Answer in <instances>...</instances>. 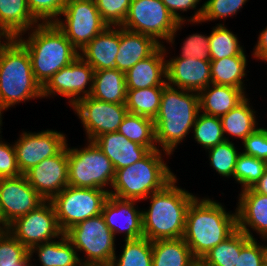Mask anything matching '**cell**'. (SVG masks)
I'll return each instance as SVG.
<instances>
[{"label": "cell", "instance_id": "obj_38", "mask_svg": "<svg viewBox=\"0 0 267 266\" xmlns=\"http://www.w3.org/2000/svg\"><path fill=\"white\" fill-rule=\"evenodd\" d=\"M246 1L247 0H208L187 20L193 24L208 20L224 19L228 16L231 17L237 14Z\"/></svg>", "mask_w": 267, "mask_h": 266}, {"label": "cell", "instance_id": "obj_5", "mask_svg": "<svg viewBox=\"0 0 267 266\" xmlns=\"http://www.w3.org/2000/svg\"><path fill=\"white\" fill-rule=\"evenodd\" d=\"M33 98L43 97L29 53L16 38H8L0 47V122L4 110Z\"/></svg>", "mask_w": 267, "mask_h": 266}, {"label": "cell", "instance_id": "obj_36", "mask_svg": "<svg viewBox=\"0 0 267 266\" xmlns=\"http://www.w3.org/2000/svg\"><path fill=\"white\" fill-rule=\"evenodd\" d=\"M193 129L195 141L207 150L225 140L229 141V138L224 136L220 117L199 112Z\"/></svg>", "mask_w": 267, "mask_h": 266}, {"label": "cell", "instance_id": "obj_55", "mask_svg": "<svg viewBox=\"0 0 267 266\" xmlns=\"http://www.w3.org/2000/svg\"><path fill=\"white\" fill-rule=\"evenodd\" d=\"M195 266H205V265L202 264L200 261H197Z\"/></svg>", "mask_w": 267, "mask_h": 266}, {"label": "cell", "instance_id": "obj_20", "mask_svg": "<svg viewBox=\"0 0 267 266\" xmlns=\"http://www.w3.org/2000/svg\"><path fill=\"white\" fill-rule=\"evenodd\" d=\"M236 208L237 228L250 239H254L249 228L259 233L262 239L267 240V195L257 193L247 188L239 194Z\"/></svg>", "mask_w": 267, "mask_h": 266}, {"label": "cell", "instance_id": "obj_21", "mask_svg": "<svg viewBox=\"0 0 267 266\" xmlns=\"http://www.w3.org/2000/svg\"><path fill=\"white\" fill-rule=\"evenodd\" d=\"M165 53V46L160 45L150 56L130 68L125 73L126 89L164 87L167 84Z\"/></svg>", "mask_w": 267, "mask_h": 266}, {"label": "cell", "instance_id": "obj_39", "mask_svg": "<svg viewBox=\"0 0 267 266\" xmlns=\"http://www.w3.org/2000/svg\"><path fill=\"white\" fill-rule=\"evenodd\" d=\"M266 169L267 162L240 152L235 164L234 179L242 185L241 190L252 188Z\"/></svg>", "mask_w": 267, "mask_h": 266}, {"label": "cell", "instance_id": "obj_49", "mask_svg": "<svg viewBox=\"0 0 267 266\" xmlns=\"http://www.w3.org/2000/svg\"><path fill=\"white\" fill-rule=\"evenodd\" d=\"M254 50V57L267 62V27L262 32H260L258 42Z\"/></svg>", "mask_w": 267, "mask_h": 266}, {"label": "cell", "instance_id": "obj_53", "mask_svg": "<svg viewBox=\"0 0 267 266\" xmlns=\"http://www.w3.org/2000/svg\"><path fill=\"white\" fill-rule=\"evenodd\" d=\"M29 262L30 261H20L19 266H31Z\"/></svg>", "mask_w": 267, "mask_h": 266}, {"label": "cell", "instance_id": "obj_14", "mask_svg": "<svg viewBox=\"0 0 267 266\" xmlns=\"http://www.w3.org/2000/svg\"><path fill=\"white\" fill-rule=\"evenodd\" d=\"M93 76L94 69L81 56H78L48 80L42 87V97L62 95L70 99V107H72L81 98L90 96L93 89ZM87 85L88 89L85 90Z\"/></svg>", "mask_w": 267, "mask_h": 266}, {"label": "cell", "instance_id": "obj_7", "mask_svg": "<svg viewBox=\"0 0 267 266\" xmlns=\"http://www.w3.org/2000/svg\"><path fill=\"white\" fill-rule=\"evenodd\" d=\"M88 142L82 149L68 148V185L103 189L109 193L105 187L113 185L114 166L94 141Z\"/></svg>", "mask_w": 267, "mask_h": 266}, {"label": "cell", "instance_id": "obj_6", "mask_svg": "<svg viewBox=\"0 0 267 266\" xmlns=\"http://www.w3.org/2000/svg\"><path fill=\"white\" fill-rule=\"evenodd\" d=\"M162 150H151L143 159L115 171L109 195L120 199L145 200L162 190L176 176L162 159Z\"/></svg>", "mask_w": 267, "mask_h": 266}, {"label": "cell", "instance_id": "obj_28", "mask_svg": "<svg viewBox=\"0 0 267 266\" xmlns=\"http://www.w3.org/2000/svg\"><path fill=\"white\" fill-rule=\"evenodd\" d=\"M125 73L116 68L94 71L91 97L108 103H126Z\"/></svg>", "mask_w": 267, "mask_h": 266}, {"label": "cell", "instance_id": "obj_31", "mask_svg": "<svg viewBox=\"0 0 267 266\" xmlns=\"http://www.w3.org/2000/svg\"><path fill=\"white\" fill-rule=\"evenodd\" d=\"M248 98L220 117L224 135L228 133L244 141L257 128L256 116L252 106H249Z\"/></svg>", "mask_w": 267, "mask_h": 266}, {"label": "cell", "instance_id": "obj_41", "mask_svg": "<svg viewBox=\"0 0 267 266\" xmlns=\"http://www.w3.org/2000/svg\"><path fill=\"white\" fill-rule=\"evenodd\" d=\"M20 261H32L29 249L5 229L0 235V266H19Z\"/></svg>", "mask_w": 267, "mask_h": 266}, {"label": "cell", "instance_id": "obj_48", "mask_svg": "<svg viewBox=\"0 0 267 266\" xmlns=\"http://www.w3.org/2000/svg\"><path fill=\"white\" fill-rule=\"evenodd\" d=\"M166 6L170 14L176 19L177 22H185L186 19L183 18L179 11H187L189 9H196L197 4L201 0H161Z\"/></svg>", "mask_w": 267, "mask_h": 266}, {"label": "cell", "instance_id": "obj_2", "mask_svg": "<svg viewBox=\"0 0 267 266\" xmlns=\"http://www.w3.org/2000/svg\"><path fill=\"white\" fill-rule=\"evenodd\" d=\"M200 111L199 93L169 84L163 87L159 111L153 121L155 141L161 145L165 155L173 154L177 145L191 132Z\"/></svg>", "mask_w": 267, "mask_h": 266}, {"label": "cell", "instance_id": "obj_12", "mask_svg": "<svg viewBox=\"0 0 267 266\" xmlns=\"http://www.w3.org/2000/svg\"><path fill=\"white\" fill-rule=\"evenodd\" d=\"M6 230L28 249L64 234L51 201H44L28 214L16 218Z\"/></svg>", "mask_w": 267, "mask_h": 266}, {"label": "cell", "instance_id": "obj_22", "mask_svg": "<svg viewBox=\"0 0 267 266\" xmlns=\"http://www.w3.org/2000/svg\"><path fill=\"white\" fill-rule=\"evenodd\" d=\"M119 45L120 26H117V28L116 26H107L79 52V56L94 71L116 68V56L119 52Z\"/></svg>", "mask_w": 267, "mask_h": 266}, {"label": "cell", "instance_id": "obj_30", "mask_svg": "<svg viewBox=\"0 0 267 266\" xmlns=\"http://www.w3.org/2000/svg\"><path fill=\"white\" fill-rule=\"evenodd\" d=\"M211 84L237 87L244 90L247 59L244 51L237 56L211 60Z\"/></svg>", "mask_w": 267, "mask_h": 266}, {"label": "cell", "instance_id": "obj_3", "mask_svg": "<svg viewBox=\"0 0 267 266\" xmlns=\"http://www.w3.org/2000/svg\"><path fill=\"white\" fill-rule=\"evenodd\" d=\"M176 181L175 177L146 198L151 204L147 211H142L143 237L150 241L183 237L187 210L196 196L175 186Z\"/></svg>", "mask_w": 267, "mask_h": 266}, {"label": "cell", "instance_id": "obj_29", "mask_svg": "<svg viewBox=\"0 0 267 266\" xmlns=\"http://www.w3.org/2000/svg\"><path fill=\"white\" fill-rule=\"evenodd\" d=\"M58 241H49L29 249L32 258L38 254L41 266H82L76 249L64 233ZM37 251V252H36Z\"/></svg>", "mask_w": 267, "mask_h": 266}, {"label": "cell", "instance_id": "obj_25", "mask_svg": "<svg viewBox=\"0 0 267 266\" xmlns=\"http://www.w3.org/2000/svg\"><path fill=\"white\" fill-rule=\"evenodd\" d=\"M212 85V86H211ZM246 98L244 90L237 87L209 84L199 92L201 113L221 117Z\"/></svg>", "mask_w": 267, "mask_h": 266}, {"label": "cell", "instance_id": "obj_54", "mask_svg": "<svg viewBox=\"0 0 267 266\" xmlns=\"http://www.w3.org/2000/svg\"><path fill=\"white\" fill-rule=\"evenodd\" d=\"M2 225V226H1ZM6 229L5 226H3L2 223H0V235L2 234V232Z\"/></svg>", "mask_w": 267, "mask_h": 266}, {"label": "cell", "instance_id": "obj_4", "mask_svg": "<svg viewBox=\"0 0 267 266\" xmlns=\"http://www.w3.org/2000/svg\"><path fill=\"white\" fill-rule=\"evenodd\" d=\"M31 30L28 39L22 35L16 39L27 49L35 80L43 87L56 72L77 58L79 51L55 23H39Z\"/></svg>", "mask_w": 267, "mask_h": 266}, {"label": "cell", "instance_id": "obj_46", "mask_svg": "<svg viewBox=\"0 0 267 266\" xmlns=\"http://www.w3.org/2000/svg\"><path fill=\"white\" fill-rule=\"evenodd\" d=\"M0 122V133H1ZM1 136V135H0ZM0 137V178L18 177L21 174L16 158V151L14 145L5 143Z\"/></svg>", "mask_w": 267, "mask_h": 266}, {"label": "cell", "instance_id": "obj_16", "mask_svg": "<svg viewBox=\"0 0 267 266\" xmlns=\"http://www.w3.org/2000/svg\"><path fill=\"white\" fill-rule=\"evenodd\" d=\"M20 136L14 147L18 168L23 175L44 159L57 155L67 145L65 135L55 130L24 132Z\"/></svg>", "mask_w": 267, "mask_h": 266}, {"label": "cell", "instance_id": "obj_9", "mask_svg": "<svg viewBox=\"0 0 267 266\" xmlns=\"http://www.w3.org/2000/svg\"><path fill=\"white\" fill-rule=\"evenodd\" d=\"M184 22H177L161 0H131L128 15L122 28L152 37L162 45L159 39L174 43L177 30Z\"/></svg>", "mask_w": 267, "mask_h": 266}, {"label": "cell", "instance_id": "obj_51", "mask_svg": "<svg viewBox=\"0 0 267 266\" xmlns=\"http://www.w3.org/2000/svg\"><path fill=\"white\" fill-rule=\"evenodd\" d=\"M261 252H262V259H263V266H267V245H261Z\"/></svg>", "mask_w": 267, "mask_h": 266}, {"label": "cell", "instance_id": "obj_42", "mask_svg": "<svg viewBox=\"0 0 267 266\" xmlns=\"http://www.w3.org/2000/svg\"><path fill=\"white\" fill-rule=\"evenodd\" d=\"M101 18L108 26H122L131 4V0H94Z\"/></svg>", "mask_w": 267, "mask_h": 266}, {"label": "cell", "instance_id": "obj_26", "mask_svg": "<svg viewBox=\"0 0 267 266\" xmlns=\"http://www.w3.org/2000/svg\"><path fill=\"white\" fill-rule=\"evenodd\" d=\"M38 24L29 11L27 0H0V29L9 38L24 35Z\"/></svg>", "mask_w": 267, "mask_h": 266}, {"label": "cell", "instance_id": "obj_37", "mask_svg": "<svg viewBox=\"0 0 267 266\" xmlns=\"http://www.w3.org/2000/svg\"><path fill=\"white\" fill-rule=\"evenodd\" d=\"M210 60L240 55L244 50L234 35L222 23L213 28L209 35Z\"/></svg>", "mask_w": 267, "mask_h": 266}, {"label": "cell", "instance_id": "obj_34", "mask_svg": "<svg viewBox=\"0 0 267 266\" xmlns=\"http://www.w3.org/2000/svg\"><path fill=\"white\" fill-rule=\"evenodd\" d=\"M162 92L163 87L127 89V111L154 120L159 111Z\"/></svg>", "mask_w": 267, "mask_h": 266}, {"label": "cell", "instance_id": "obj_32", "mask_svg": "<svg viewBox=\"0 0 267 266\" xmlns=\"http://www.w3.org/2000/svg\"><path fill=\"white\" fill-rule=\"evenodd\" d=\"M250 238L238 228L200 260L205 266H235L237 254Z\"/></svg>", "mask_w": 267, "mask_h": 266}, {"label": "cell", "instance_id": "obj_52", "mask_svg": "<svg viewBox=\"0 0 267 266\" xmlns=\"http://www.w3.org/2000/svg\"><path fill=\"white\" fill-rule=\"evenodd\" d=\"M7 40L9 37L0 29V47L4 44L5 40H3V42L1 41V39ZM2 42V43H1Z\"/></svg>", "mask_w": 267, "mask_h": 266}, {"label": "cell", "instance_id": "obj_27", "mask_svg": "<svg viewBox=\"0 0 267 266\" xmlns=\"http://www.w3.org/2000/svg\"><path fill=\"white\" fill-rule=\"evenodd\" d=\"M197 261L183 238L152 241V266H195Z\"/></svg>", "mask_w": 267, "mask_h": 266}, {"label": "cell", "instance_id": "obj_47", "mask_svg": "<svg viewBox=\"0 0 267 266\" xmlns=\"http://www.w3.org/2000/svg\"><path fill=\"white\" fill-rule=\"evenodd\" d=\"M235 266H263L261 245L255 238L241 248Z\"/></svg>", "mask_w": 267, "mask_h": 266}, {"label": "cell", "instance_id": "obj_50", "mask_svg": "<svg viewBox=\"0 0 267 266\" xmlns=\"http://www.w3.org/2000/svg\"><path fill=\"white\" fill-rule=\"evenodd\" d=\"M252 189L257 193L267 195V169L263 173L262 177L252 187Z\"/></svg>", "mask_w": 267, "mask_h": 266}, {"label": "cell", "instance_id": "obj_43", "mask_svg": "<svg viewBox=\"0 0 267 266\" xmlns=\"http://www.w3.org/2000/svg\"><path fill=\"white\" fill-rule=\"evenodd\" d=\"M68 0H27L29 11L42 23H54L60 18Z\"/></svg>", "mask_w": 267, "mask_h": 266}, {"label": "cell", "instance_id": "obj_13", "mask_svg": "<svg viewBox=\"0 0 267 266\" xmlns=\"http://www.w3.org/2000/svg\"><path fill=\"white\" fill-rule=\"evenodd\" d=\"M72 107L81 119L88 141L104 133L117 132L128 113L125 104L108 103L91 96L81 98Z\"/></svg>", "mask_w": 267, "mask_h": 266}, {"label": "cell", "instance_id": "obj_45", "mask_svg": "<svg viewBox=\"0 0 267 266\" xmlns=\"http://www.w3.org/2000/svg\"><path fill=\"white\" fill-rule=\"evenodd\" d=\"M243 153L267 162V128H258L244 141Z\"/></svg>", "mask_w": 267, "mask_h": 266}, {"label": "cell", "instance_id": "obj_23", "mask_svg": "<svg viewBox=\"0 0 267 266\" xmlns=\"http://www.w3.org/2000/svg\"><path fill=\"white\" fill-rule=\"evenodd\" d=\"M94 143L110 159L115 171L134 164L151 151L148 147L130 141L118 131L104 133Z\"/></svg>", "mask_w": 267, "mask_h": 266}, {"label": "cell", "instance_id": "obj_35", "mask_svg": "<svg viewBox=\"0 0 267 266\" xmlns=\"http://www.w3.org/2000/svg\"><path fill=\"white\" fill-rule=\"evenodd\" d=\"M124 241L120 257L115 255L110 266H152V241L145 237Z\"/></svg>", "mask_w": 267, "mask_h": 266}, {"label": "cell", "instance_id": "obj_44", "mask_svg": "<svg viewBox=\"0 0 267 266\" xmlns=\"http://www.w3.org/2000/svg\"><path fill=\"white\" fill-rule=\"evenodd\" d=\"M182 54L174 58H196L203 61L210 60L209 36L202 34H192L183 42Z\"/></svg>", "mask_w": 267, "mask_h": 266}, {"label": "cell", "instance_id": "obj_17", "mask_svg": "<svg viewBox=\"0 0 267 266\" xmlns=\"http://www.w3.org/2000/svg\"><path fill=\"white\" fill-rule=\"evenodd\" d=\"M24 175L45 201H51L68 186V144L57 155L44 159Z\"/></svg>", "mask_w": 267, "mask_h": 266}, {"label": "cell", "instance_id": "obj_11", "mask_svg": "<svg viewBox=\"0 0 267 266\" xmlns=\"http://www.w3.org/2000/svg\"><path fill=\"white\" fill-rule=\"evenodd\" d=\"M61 15L54 23L79 52L108 26L94 0H68Z\"/></svg>", "mask_w": 267, "mask_h": 266}, {"label": "cell", "instance_id": "obj_10", "mask_svg": "<svg viewBox=\"0 0 267 266\" xmlns=\"http://www.w3.org/2000/svg\"><path fill=\"white\" fill-rule=\"evenodd\" d=\"M108 195L103 189L66 186L51 200L61 230L65 233L77 223L101 214Z\"/></svg>", "mask_w": 267, "mask_h": 266}, {"label": "cell", "instance_id": "obj_18", "mask_svg": "<svg viewBox=\"0 0 267 266\" xmlns=\"http://www.w3.org/2000/svg\"><path fill=\"white\" fill-rule=\"evenodd\" d=\"M136 201L108 195L101 214L114 236L116 233L123 232L124 235L126 234L125 240L143 237L142 211L136 209Z\"/></svg>", "mask_w": 267, "mask_h": 266}, {"label": "cell", "instance_id": "obj_15", "mask_svg": "<svg viewBox=\"0 0 267 266\" xmlns=\"http://www.w3.org/2000/svg\"><path fill=\"white\" fill-rule=\"evenodd\" d=\"M45 200L29 184L25 175L0 178L1 223L7 227L16 218L28 214Z\"/></svg>", "mask_w": 267, "mask_h": 266}, {"label": "cell", "instance_id": "obj_8", "mask_svg": "<svg viewBox=\"0 0 267 266\" xmlns=\"http://www.w3.org/2000/svg\"><path fill=\"white\" fill-rule=\"evenodd\" d=\"M78 251H84L87 259L82 266H110L116 255L115 236L99 214L77 223L65 232Z\"/></svg>", "mask_w": 267, "mask_h": 266}, {"label": "cell", "instance_id": "obj_24", "mask_svg": "<svg viewBox=\"0 0 267 266\" xmlns=\"http://www.w3.org/2000/svg\"><path fill=\"white\" fill-rule=\"evenodd\" d=\"M160 46L152 37L126 30L120 26V45L116 69L126 73L137 62L150 56Z\"/></svg>", "mask_w": 267, "mask_h": 266}, {"label": "cell", "instance_id": "obj_40", "mask_svg": "<svg viewBox=\"0 0 267 266\" xmlns=\"http://www.w3.org/2000/svg\"><path fill=\"white\" fill-rule=\"evenodd\" d=\"M211 166L224 177L234 178V169L240 152L236 150L232 141H224L208 149Z\"/></svg>", "mask_w": 267, "mask_h": 266}, {"label": "cell", "instance_id": "obj_19", "mask_svg": "<svg viewBox=\"0 0 267 266\" xmlns=\"http://www.w3.org/2000/svg\"><path fill=\"white\" fill-rule=\"evenodd\" d=\"M166 73L167 84L186 91L199 93L211 84L210 61L171 58L166 60Z\"/></svg>", "mask_w": 267, "mask_h": 266}, {"label": "cell", "instance_id": "obj_1", "mask_svg": "<svg viewBox=\"0 0 267 266\" xmlns=\"http://www.w3.org/2000/svg\"><path fill=\"white\" fill-rule=\"evenodd\" d=\"M237 229L236 212H226L221 203L196 197L190 204L183 239L193 256L202 257Z\"/></svg>", "mask_w": 267, "mask_h": 266}, {"label": "cell", "instance_id": "obj_33", "mask_svg": "<svg viewBox=\"0 0 267 266\" xmlns=\"http://www.w3.org/2000/svg\"><path fill=\"white\" fill-rule=\"evenodd\" d=\"M118 132L130 141L148 147L150 150L158 149L153 119L128 112L123 118Z\"/></svg>", "mask_w": 267, "mask_h": 266}]
</instances>
